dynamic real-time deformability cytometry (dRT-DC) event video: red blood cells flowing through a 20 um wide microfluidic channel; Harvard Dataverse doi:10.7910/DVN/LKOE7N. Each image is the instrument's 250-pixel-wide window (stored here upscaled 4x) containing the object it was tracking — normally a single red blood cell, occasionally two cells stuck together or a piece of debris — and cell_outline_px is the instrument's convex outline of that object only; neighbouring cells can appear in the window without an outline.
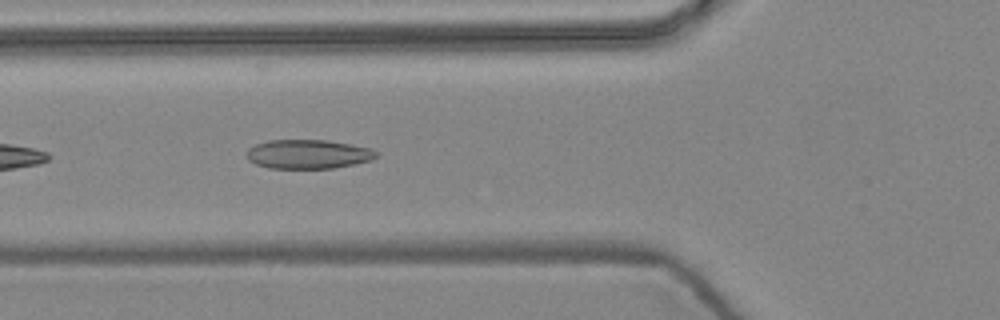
{"species": "common noctule bat (a hibernating species)", "species_latin": "Nyctalus noctula", "temperature_condition": "warm", "stored_images_in_passage": 5, "camera_frame_rate_fps": 3000, "um_per_image_px": 0.085, "animal": {"sex": "female", "body_mass_g": 24.6, "forearm_length_mm": 56.2}, "frame": {"image": 1, "passage_image": 5, "time_ms": 1.333, "image_size_px": [1000, 320], "cell_outline_px": [[380, 152], [372, 160], [332, 168], [268, 168], [256, 164], [248, 160], [248, 148], [256, 144], [268, 140], [328, 140], [372, 148]], "centroid_in_image_um": [26.21, 13.09], "position_along_channel_um": 99.6, "area_um2": 21.96}}